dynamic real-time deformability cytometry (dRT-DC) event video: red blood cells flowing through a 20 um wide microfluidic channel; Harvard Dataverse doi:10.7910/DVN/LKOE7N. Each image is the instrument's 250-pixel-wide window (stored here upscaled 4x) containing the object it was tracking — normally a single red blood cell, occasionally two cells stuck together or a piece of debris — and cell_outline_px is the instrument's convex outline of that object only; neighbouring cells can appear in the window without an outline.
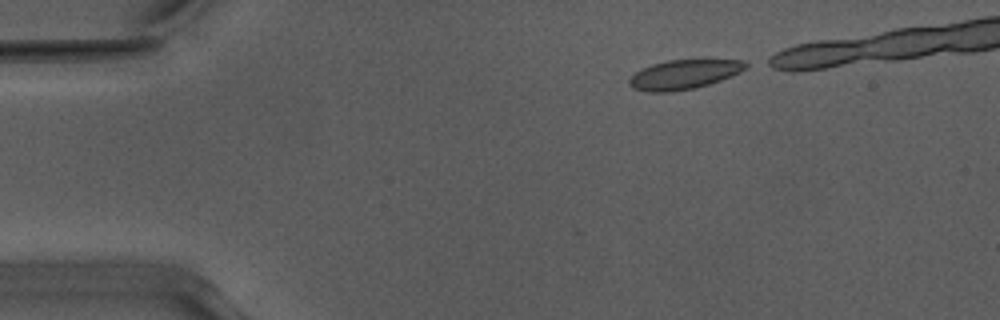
{"species": "Egyptian fruit bat (a non-hibernating species)", "species_latin": "Rousettus aegyptiacus", "temperature_condition": "warm", "stored_images_in_passage": 14, "camera_frame_rate_fps": 3000, "um_per_image_px": 0.085, "animal": {"sex": "male"}, "frame": {"image": 1, "passage_image": 1, "time_ms": 0.0, "image_size_px": [1000, 320], "cell_outline_px": [[752, 64], [748, 68], [732, 76], [708, 84], [692, 88], [668, 92], [648, 92], [632, 88], [628, 84], [628, 80], [636, 72], [652, 64], [668, 60], [744, 60]], "centroid_in_image_um": [58.17, 6.32], "position_along_channel_um": 26.8, "area_um2": 19.88}}
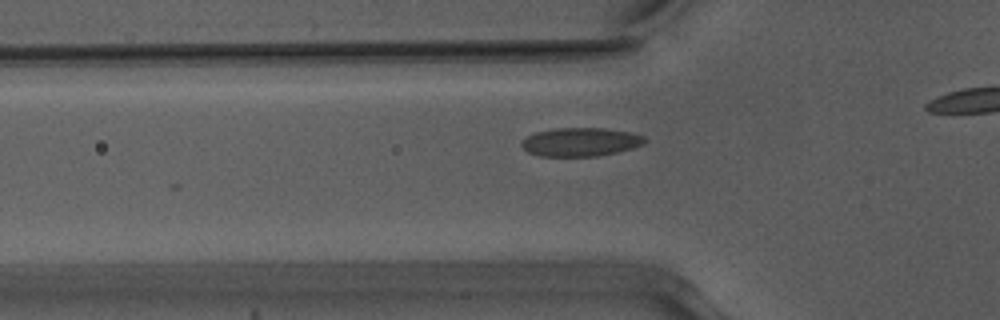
{"frame": {"image": 2, "passage_image": 10, "time_ms": 3.0, "image_size_px": [1000, 320], "cell_outline_px": [[648, 140], [644, 144], [632, 148], [616, 152], [596, 156], [540, 156], [528, 152], [520, 144], [520, 140], [536, 132], [556, 128], [600, 128], [632, 132], [644, 136]], "centroid_in_image_um": [49.35, 12.06], "position_along_channel_um": 76.4, "area_um2": 20.52}}
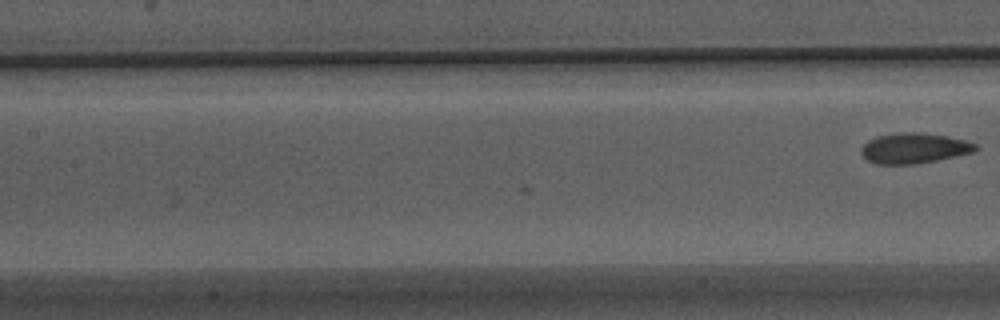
{"frame": {"image": 3, "passage_image": 14, "time_ms": 4.333, "image_size_px": [1000, 320], "cell_outline_px": [[980, 148], [976, 152], [916, 164], [876, 164], [868, 160], [860, 152], [860, 148], [868, 140], [876, 136], [900, 132], [920, 132], [944, 136], [964, 140], [976, 144]], "centroid_in_image_um": [77.7, 12.6], "position_along_channel_um": 129.7, "area_um2": 20.29}}